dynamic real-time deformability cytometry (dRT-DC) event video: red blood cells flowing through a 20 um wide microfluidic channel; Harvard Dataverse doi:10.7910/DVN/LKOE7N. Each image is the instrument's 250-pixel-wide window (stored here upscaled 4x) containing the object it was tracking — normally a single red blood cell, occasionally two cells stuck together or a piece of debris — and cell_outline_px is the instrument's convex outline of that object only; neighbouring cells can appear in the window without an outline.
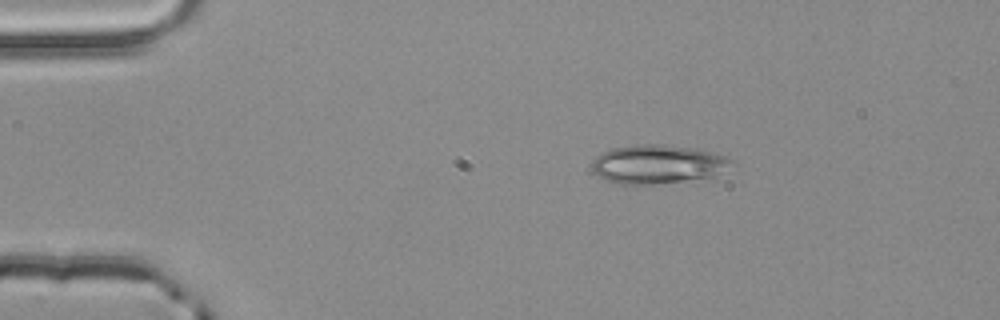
{"species": "common noctule bat (a hibernating species)", "species_latin": "Nyctalus noctula", "temperature_condition": "room temperature", "stored_images_in_passage": 46, "camera_frame_rate_fps": 3000, "um_per_image_px": 0.085, "animal": {"sex": "male", "body_mass_g": 20.4}, "frame": {"image": 1, "passage_image": 1, "time_ms": 0.0, "image_size_px": [1000, 320], "cell_outline_px": [[736, 164], [712, 176], [684, 180], [648, 184], [616, 184], [604, 180], [592, 168], [592, 160], [596, 156], [612, 148], [636, 144], [664, 144], [696, 148], [728, 156], [736, 160]], "centroid_in_image_um": [55.94, 13.93], "position_along_channel_um": 29.1, "area_um2": 31.62}}
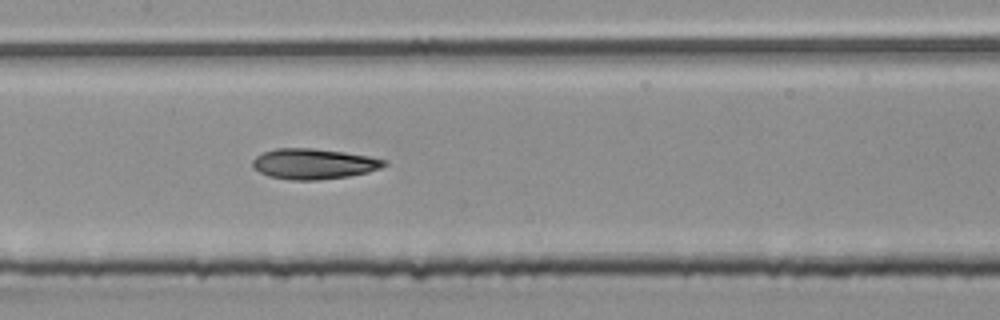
{"frame": {"image": 2, "passage_image": 18, "time_ms": 5.667, "image_size_px": [1000, 320], "cell_outline_px": [[388, 164], [380, 168], [368, 172], [348, 176], [316, 180], [292, 180], [268, 176], [252, 168], [252, 160], [256, 156], [264, 152], [276, 148], [312, 148], [344, 152], [368, 156], [388, 160]], "centroid_in_image_um": [26.66, 13.92], "position_along_channel_um": 180.7, "area_um2": 23.41}}
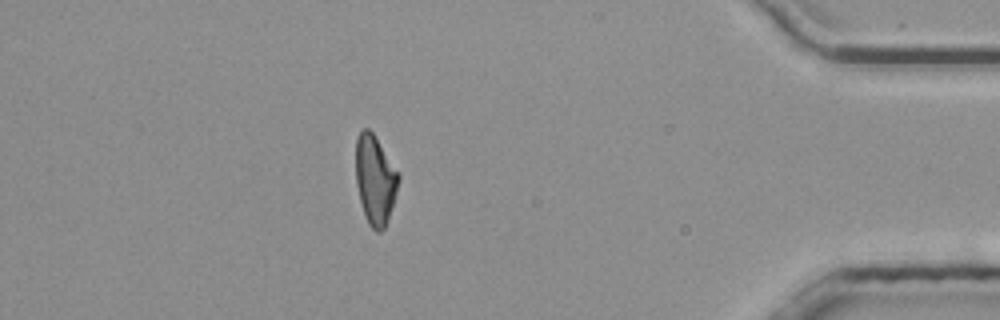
{"frame": {"image": 3, "passage_image": 39, "time_ms": 12.667, "image_size_px": [1000, 320], "cell_outline_px": [[400, 176], [396, 192], [388, 220], [384, 228], [380, 232], [376, 232], [368, 224], [364, 216], [356, 184], [356, 140], [360, 132], [364, 128], [368, 128], [372, 132], [400, 172]], "centroid_in_image_um": [31.89, 15.29], "position_along_channel_um": 403.3, "area_um2": 22.25}, "authors_computed_cell_mechanics": {"area_um2": 22.9755, "velocity_mm_per_s": 3.847, "shape_relaxation_time_tau1_ms": 7.3757, "shape_relaxation_time_tau2_ms": 5.5402, "deformation_change_tau1": 0.2104, "deformation_change_tau2": 0.1245}}